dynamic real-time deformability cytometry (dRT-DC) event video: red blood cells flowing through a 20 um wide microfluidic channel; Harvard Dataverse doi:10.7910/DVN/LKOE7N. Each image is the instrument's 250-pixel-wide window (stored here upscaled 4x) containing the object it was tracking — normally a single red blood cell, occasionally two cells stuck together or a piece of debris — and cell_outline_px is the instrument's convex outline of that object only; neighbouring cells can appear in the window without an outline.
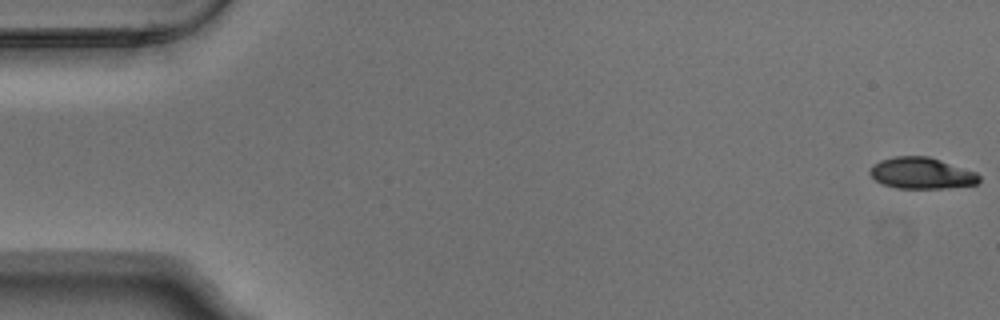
{"species": "Egyptian fruit bat (a non-hibernating species)", "species_latin": "Rousettus aegyptiacus", "temperature_condition": "warm", "stored_images_in_passage": 54, "camera_frame_rate_fps": 3000, "um_per_image_px": 0.085, "animal": {"sex": "male"}, "frame": {"image": 1, "passage_image": 1, "time_ms": 0.0, "image_size_px": [1000, 320], "cell_outline_px": [[980, 180], [976, 184], [948, 188], [896, 188], [884, 184], [876, 180], [868, 172], [872, 164], [880, 160], [896, 156], [928, 156], [976, 172], [980, 176]], "centroid_in_image_um": [78.32, 14.72], "position_along_channel_um": 6.7, "area_um2": 19.88}}
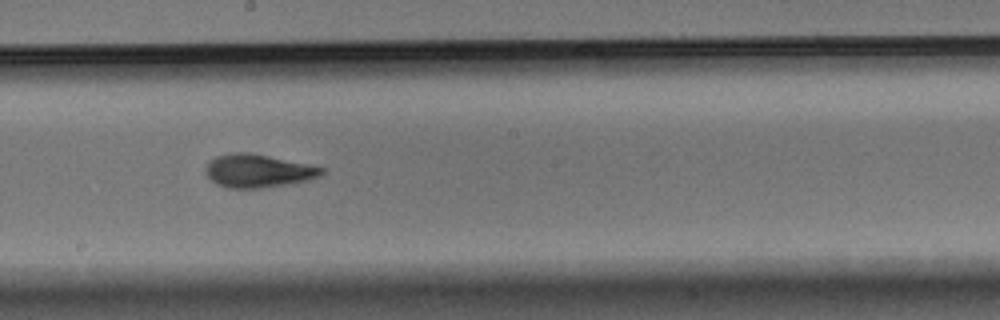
{"frame": {"image": 2, "passage_image": 30, "time_ms": 9.667, "image_size_px": [1000, 320], "cell_outline_px": [[324, 172], [320, 176], [308, 180], [288, 184], [260, 188], [228, 188], [216, 184], [204, 172], [204, 168], [208, 160], [216, 156], [232, 152], [248, 152], [268, 156], [324, 168]], "centroid_in_image_um": [21.87, 14.52], "position_along_channel_um": 226.3, "area_um2": 22.37}}
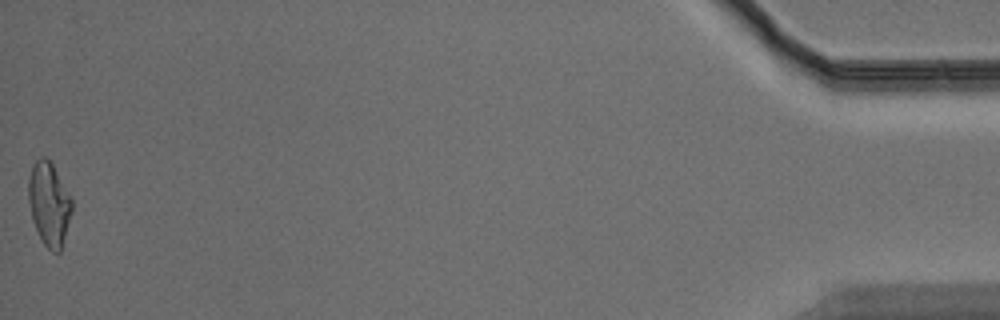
{"frame": {"image": 3, "passage_image": 54, "time_ms": 17.667, "image_size_px": [1000, 320], "cell_outline_px": [[72, 212], [60, 252], [52, 252], [44, 244], [32, 220], [28, 200], [28, 176], [32, 164], [40, 156], [44, 156], [52, 164], [72, 196]], "centroid_in_image_um": [4.17, 17.3], "position_along_channel_um": 431.0, "area_um2": 21.27}, "authors_computed_cell_mechanics": {"area_um2": 21.5016, "velocity_mm_per_s": 3.7735, "shape_relaxation_time_tau1_ms": 3.6187, "shape_relaxation_time_tau2_ms": 2.5086, "deformation_change_tau1": 0.1904, "deformation_change_tau2": 0.1055}}